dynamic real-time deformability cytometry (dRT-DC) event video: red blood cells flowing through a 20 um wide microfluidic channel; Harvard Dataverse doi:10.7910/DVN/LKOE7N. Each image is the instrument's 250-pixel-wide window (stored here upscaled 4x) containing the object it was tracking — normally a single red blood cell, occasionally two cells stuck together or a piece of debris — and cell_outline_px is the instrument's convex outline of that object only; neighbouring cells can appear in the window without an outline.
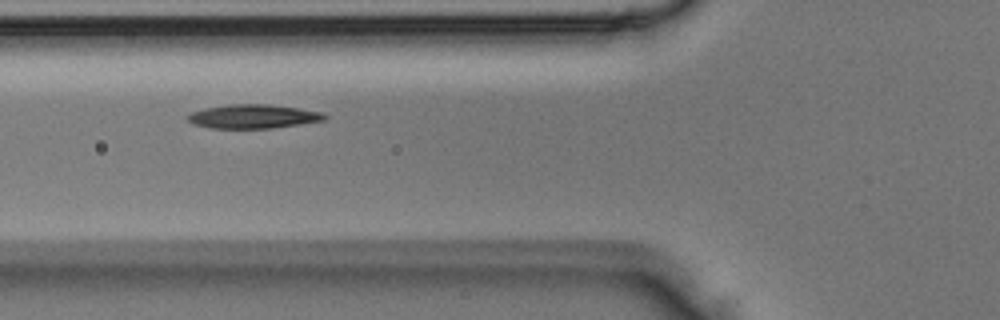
{"species": "Egyptian fruit bat (a non-hibernating species)", "species_latin": "Rousettus aegyptiacus", "temperature_condition": "room temperature", "stored_images_in_passage": 3, "camera_frame_rate_fps": 3000, "um_per_image_px": 0.085, "animal": {"sex": "male"}, "frame": {"image": 1, "passage_image": 3, "time_ms": 0.667, "image_size_px": [1000, 320], "cell_outline_px": [[328, 116], [324, 120], [300, 124], [272, 128], [208, 128], [196, 124], [188, 120], [188, 116], [192, 112], [204, 108], [228, 104], [268, 104], [324, 112]], "centroid_in_image_um": [21.54, 9.89], "position_along_channel_um": 104.3, "area_um2": 18.96}}